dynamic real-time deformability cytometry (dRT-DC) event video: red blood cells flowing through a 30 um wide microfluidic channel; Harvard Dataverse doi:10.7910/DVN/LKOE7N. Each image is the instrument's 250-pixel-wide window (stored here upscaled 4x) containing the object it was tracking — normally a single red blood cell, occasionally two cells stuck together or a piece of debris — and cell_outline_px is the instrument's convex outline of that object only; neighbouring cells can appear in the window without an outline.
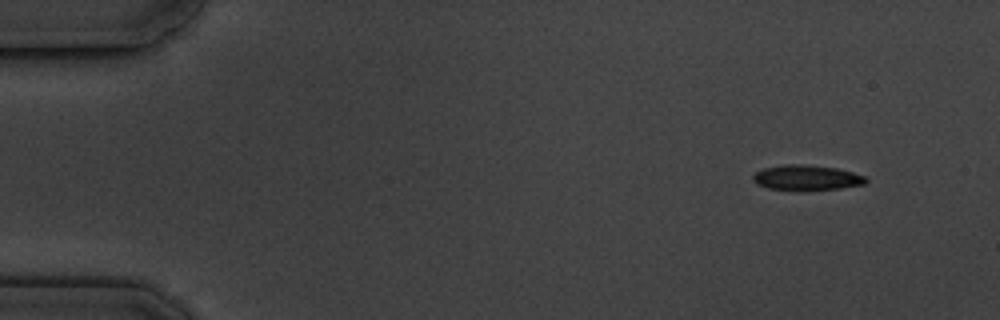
{"species": "common noctule bat (a hibernating species)", "species_latin": "Nyctalus noctula", "temperature_condition": "cold", "stored_images_in_passage": 5, "camera_frame_rate_fps": 3000, "um_per_image_px": 0.085, "animal": {"sex": "male", "body_mass_g": 19.5, "forearm_length_mm": 54.6}, "frame": {"image": 1, "passage_image": 1, "time_ms": 0.0, "image_size_px": [1000, 320], "cell_outline_px": [[868, 180], [864, 184], [840, 188], [804, 192], [800, 192], [768, 188], [756, 184], [752, 180], [752, 176], [756, 172], [764, 168], [784, 164], [804, 164], [836, 168], [852, 172], [864, 176]], "centroid_in_image_um": [68.52, 15.13], "position_along_channel_um": 16.5, "area_um2": 16.99}}